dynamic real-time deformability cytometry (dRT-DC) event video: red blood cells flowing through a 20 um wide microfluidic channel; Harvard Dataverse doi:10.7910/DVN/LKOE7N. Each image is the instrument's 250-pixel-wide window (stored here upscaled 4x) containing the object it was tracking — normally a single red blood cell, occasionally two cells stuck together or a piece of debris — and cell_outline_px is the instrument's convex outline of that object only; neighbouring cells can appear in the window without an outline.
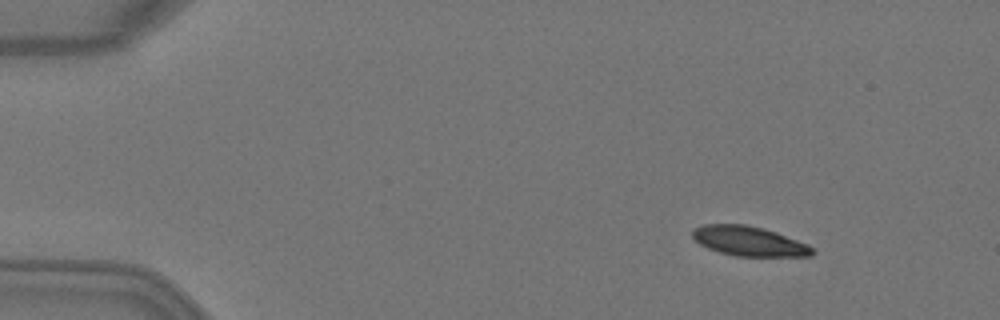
{"species": "Egyptian fruit bat (a non-hibernating species)", "species_latin": "Rousettus aegyptiacus", "temperature_condition": "warm", "stored_images_in_passage": 1, "camera_frame_rate_fps": 3000, "um_per_image_px": 0.085, "animal": {"sex": "female"}, "frame": {"image": 1, "passage_image": 1, "time_ms": 0.0, "image_size_px": [1000, 320], "cell_outline_px": [[816, 252], [812, 256], [736, 256], [720, 252], [708, 248], [700, 244], [692, 236], [692, 228], [704, 224], [744, 224], [764, 228], [776, 232], [808, 244]], "centroid_in_image_um": [63.67, 20.49], "position_along_channel_um": 21.3, "area_um2": 20.75}}